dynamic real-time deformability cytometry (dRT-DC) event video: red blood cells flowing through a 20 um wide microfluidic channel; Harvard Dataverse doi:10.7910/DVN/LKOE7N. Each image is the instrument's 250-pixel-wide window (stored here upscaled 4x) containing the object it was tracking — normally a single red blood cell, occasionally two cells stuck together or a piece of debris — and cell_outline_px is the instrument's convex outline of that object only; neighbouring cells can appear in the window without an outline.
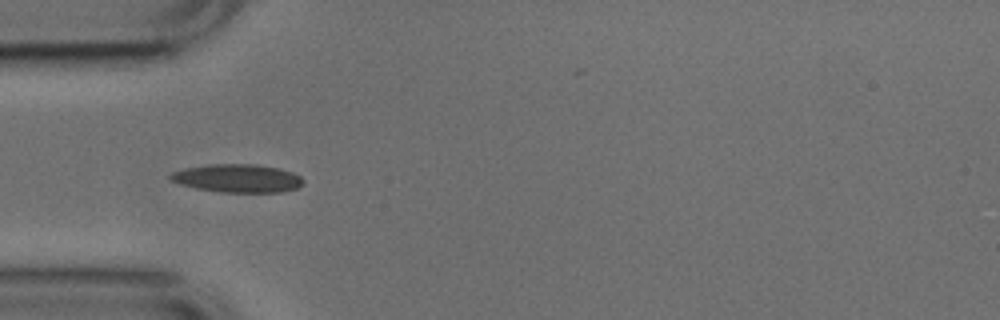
{"species": "common noctule bat (a hibernating species)", "species_latin": "Nyctalus noctula", "temperature_condition": "cold", "stored_images_in_passage": 18, "camera_frame_rate_fps": 3000, "um_per_image_px": 0.085, "animal": {"sex": "male", "body_mass_g": 17.9, "forearm_length_mm": 54.2}, "frame": {"image": 1, "passage_image": 1, "time_ms": 0.0, "image_size_px": [1000, 320], "cell_outline_px": [[304, 180], [296, 188], [284, 192], [220, 192], [196, 188], [180, 184], [172, 180], [168, 176], [172, 172], [184, 168], [212, 164], [256, 164], [276, 168], [292, 172], [300, 176]], "centroid_in_image_um": [20.17, 15.15], "position_along_channel_um": 64.8, "area_um2": 21.68}}
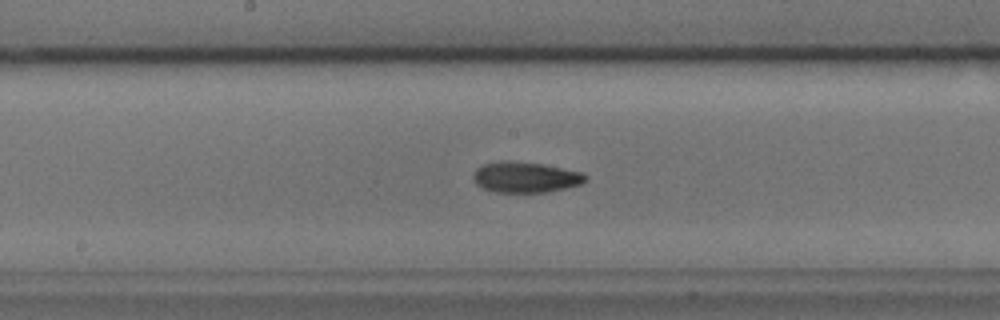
{"frame": {"image": 2, "passage_image": 12, "time_ms": 3.667, "image_size_px": [1000, 320], "cell_outline_px": [[588, 180], [580, 184], [564, 188], [544, 192], [496, 192], [484, 188], [476, 184], [472, 176], [476, 168], [484, 164], [504, 160], [508, 160], [544, 164], [584, 172], [588, 176]], "centroid_in_image_um": [44.69, 15.05], "position_along_channel_um": 203.5, "area_um2": 20.17}}